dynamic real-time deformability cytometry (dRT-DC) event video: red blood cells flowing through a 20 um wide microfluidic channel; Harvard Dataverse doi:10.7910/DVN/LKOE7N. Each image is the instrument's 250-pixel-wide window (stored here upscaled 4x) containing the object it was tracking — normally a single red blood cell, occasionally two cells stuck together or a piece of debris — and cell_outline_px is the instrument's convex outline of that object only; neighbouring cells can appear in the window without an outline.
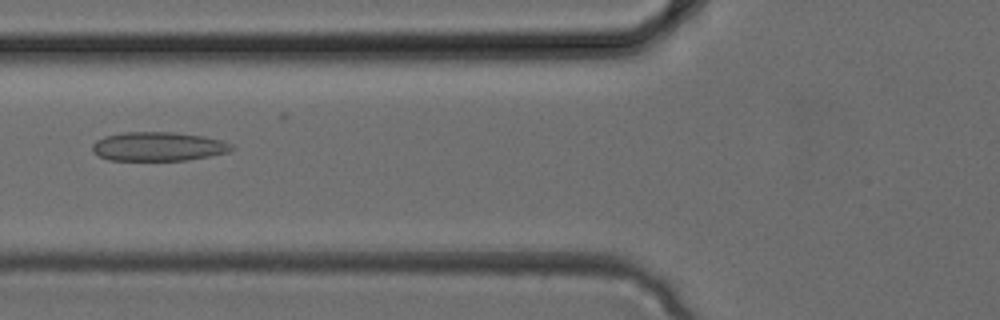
{"species": "common noctule bat (a hibernating species)", "species_latin": "Nyctalus noctula", "temperature_condition": "cold", "stored_images_in_passage": 34, "camera_frame_rate_fps": 3000, "um_per_image_px": 0.085, "animal": {"sex": "female", "body_mass_g": 24.6, "forearm_length_mm": 56.2}, "frame": {"image": 1, "passage_image": 13, "time_ms": 4.0, "image_size_px": [1000, 320], "cell_outline_px": [[236, 148], [228, 152], [208, 156], [184, 160], [108, 160], [92, 152], [92, 144], [96, 140], [104, 136], [124, 132], [172, 132], [204, 136], [220, 140], [232, 144]], "centroid_in_image_um": [13.43, 12.45], "position_along_channel_um": 112.4, "area_um2": 23.52}}
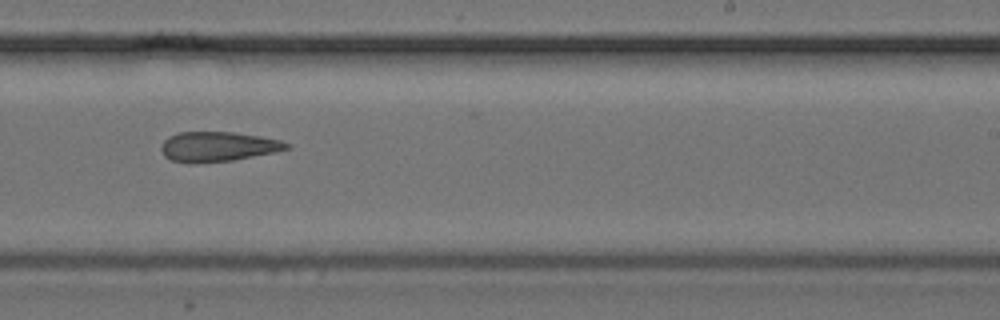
{"frame": {"image": 2, "passage_image": 21, "time_ms": 6.667, "image_size_px": [1000, 320], "cell_outline_px": [[292, 148], [276, 152], [232, 160], [172, 160], [164, 156], [160, 148], [164, 140], [168, 136], [180, 132], [236, 132], [260, 136], [280, 140], [292, 144]], "centroid_in_image_um": [18.61, 12.41], "position_along_channel_um": 270.4, "area_um2": 21.15}}
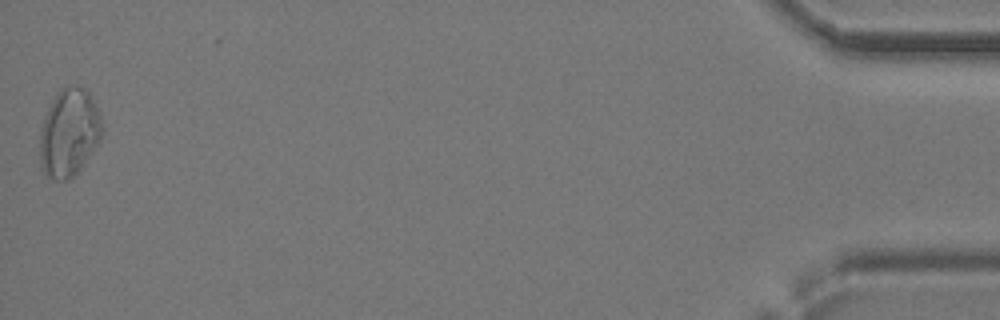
{"frame": {"image": 3, "passage_image": 34, "time_ms": 11.0, "image_size_px": [1000, 320], "cell_outline_px": [[104, 128], [100, 140], [80, 168], [68, 180], [52, 180], [40, 168], [40, 128], [44, 116], [56, 92], [68, 84], [76, 84], [84, 88], [88, 92], [100, 116]], "centroid_in_image_um": [5.85, 11.26], "position_along_channel_um": 429.3, "area_um2": 31.96}}